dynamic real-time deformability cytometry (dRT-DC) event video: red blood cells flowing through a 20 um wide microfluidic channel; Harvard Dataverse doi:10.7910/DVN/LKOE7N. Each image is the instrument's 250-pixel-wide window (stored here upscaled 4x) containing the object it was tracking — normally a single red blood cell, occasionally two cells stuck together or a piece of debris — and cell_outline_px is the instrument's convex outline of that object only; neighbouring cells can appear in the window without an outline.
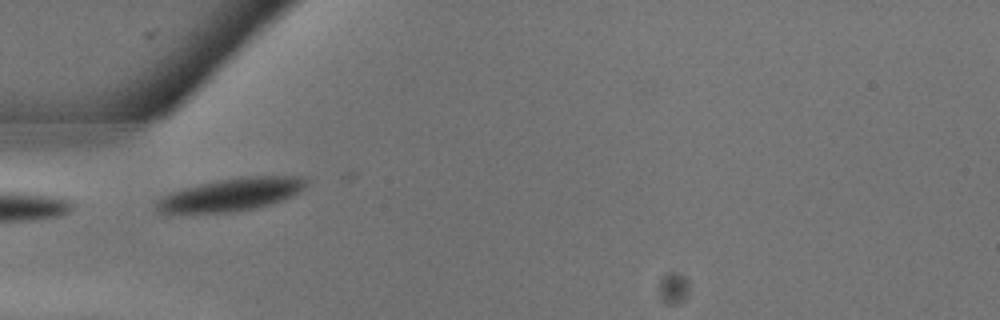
{"species": "common noctule bat (a hibernating species)", "species_latin": "Nyctalus noctula", "temperature_condition": "warm", "stored_images_in_passage": 4, "camera_frame_rate_fps": 3000, "um_per_image_px": 0.085, "animal": {"sex": "male", "body_mass_g": 13.3}, "frame": {"image": 1, "passage_image": 1, "time_ms": 0.0, "image_size_px": [1000, 320], "cell_outline_px": [[308, 184], [300, 192], [284, 200], [272, 204], [252, 208], [228, 212], [156, 212], [156, 204], [160, 196], [184, 188], [200, 184], [240, 176], [304, 176], [308, 180]], "centroid_in_image_um": [19.72, 16.52], "position_along_channel_um": 65.3, "area_um2": 28.38}}
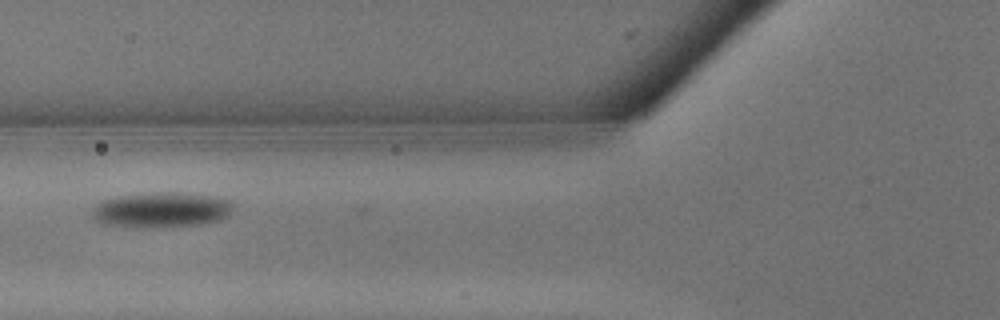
{"frame": {"image": 2, "passage_image": 3, "time_ms": 0.667, "image_size_px": [1000, 320], "cell_outline_px": [[236, 204], [228, 216], [220, 220], [200, 224], [164, 228], [136, 228], [100, 224], [92, 216], [92, 208], [96, 204], [104, 200], [116, 196], [152, 192], [172, 192], [216, 196], [232, 200]], "centroid_in_image_um": [13.73, 17.85], "position_along_channel_um": 112.1, "area_um2": 29.82}}